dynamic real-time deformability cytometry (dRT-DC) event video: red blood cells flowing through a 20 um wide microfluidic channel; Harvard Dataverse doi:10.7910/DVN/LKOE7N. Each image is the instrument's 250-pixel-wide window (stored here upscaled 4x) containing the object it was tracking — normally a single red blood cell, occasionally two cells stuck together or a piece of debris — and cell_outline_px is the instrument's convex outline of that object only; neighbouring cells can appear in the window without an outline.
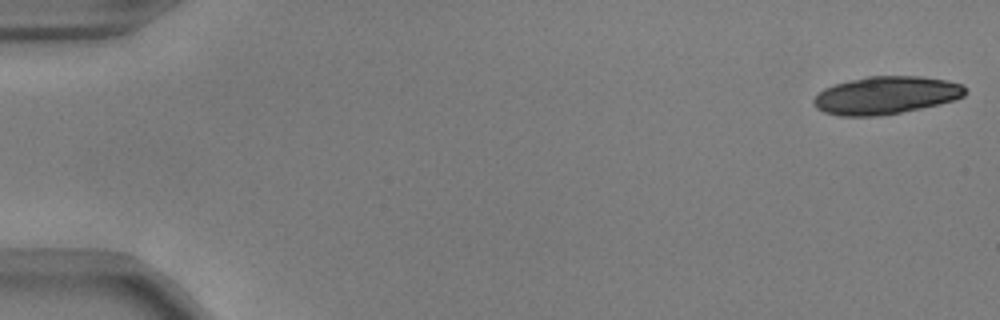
{"species": "common noctule bat (a hibernating species)", "species_latin": "Nyctalus noctula", "temperature_condition": "warm", "stored_images_in_passage": 10, "camera_frame_rate_fps": 3000, "um_per_image_px": 0.085, "animal": {"sex": "male", "body_mass_g": 17.9, "forearm_length_mm": 54.2}, "frame": {"image": 1, "passage_image": 1, "time_ms": 0.0, "image_size_px": [1000, 320], "cell_outline_px": [[968, 92], [964, 96], [956, 100], [940, 104], [900, 112], [876, 116], [840, 116], [824, 112], [816, 108], [812, 104], [812, 100], [824, 88], [836, 84], [868, 76], [920, 76], [948, 80], [964, 84]], "centroid_in_image_um": [75.35, 8.1], "position_along_channel_um": 9.7, "area_um2": 33.47}}